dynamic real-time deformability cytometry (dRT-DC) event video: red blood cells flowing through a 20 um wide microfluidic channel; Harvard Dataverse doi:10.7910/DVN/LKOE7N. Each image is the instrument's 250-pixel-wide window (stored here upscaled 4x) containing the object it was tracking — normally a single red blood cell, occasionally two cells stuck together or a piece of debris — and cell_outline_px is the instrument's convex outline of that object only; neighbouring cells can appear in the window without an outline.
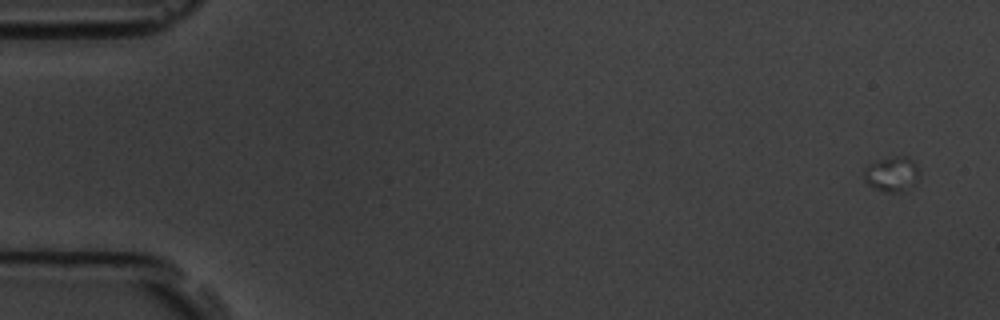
{"species": "common noctule bat (a hibernating species)", "species_latin": "Nyctalus noctula", "temperature_condition": "room temperature", "stored_images_in_passage": 5, "camera_frame_rate_fps": 3000, "um_per_image_px": 0.085, "animal": {"sex": "male", "body_mass_g": 19.5, "forearm_length_mm": 54.6}, "frame": {"image": 1, "passage_image": 1, "time_ms": 0.0, "image_size_px": [1000, 320], "cell_outline_px": [[920, 176], [916, 184], [900, 192], [884, 192], [868, 184], [864, 180], [864, 168], [868, 164], [880, 160], [896, 156], [908, 156], [920, 168]], "centroid_in_image_um": [75.86, 14.79], "position_along_channel_um": 9.1, "area_um2": 11.44}}
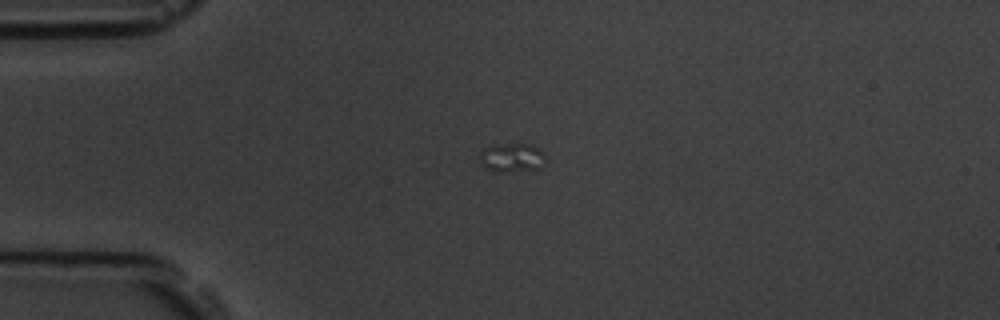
{"frame": {"image": 2, "passage_image": 4, "time_ms": 4.333, "image_size_px": [1000, 320], "cell_outline_px": [[548, 164], [540, 168], [508, 172], [492, 172], [480, 164], [480, 152], [484, 148], [512, 144], [532, 144], [544, 152]], "centroid_in_image_um": [43.57, 13.43], "position_along_channel_um": 41.4, "area_um2": 11.27}}